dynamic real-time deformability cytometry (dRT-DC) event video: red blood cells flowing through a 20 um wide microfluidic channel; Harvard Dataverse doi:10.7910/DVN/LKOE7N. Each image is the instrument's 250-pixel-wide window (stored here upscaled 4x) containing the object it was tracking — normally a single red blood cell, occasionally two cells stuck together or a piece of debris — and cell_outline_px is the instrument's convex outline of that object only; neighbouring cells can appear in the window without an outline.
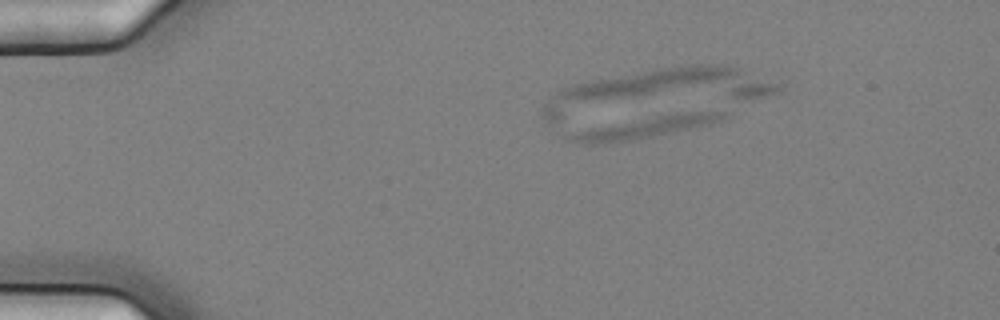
{"species": "common noctule bat (a hibernating species)", "species_latin": "Nyctalus noctula", "temperature_condition": "cold", "stored_images_in_passage": 4, "camera_frame_rate_fps": 3000, "um_per_image_px": 0.085, "animal": {"sex": "female", "body_mass_g": 25.1}, "frame": {"image": 1, "passage_image": 1, "time_ms": 0.0, "image_size_px": [1000, 320], "cell_outline_px": [[724, 116], [720, 120], [712, 124], [628, 140], [596, 144], [580, 144], [564, 140], [564, 132], [656, 116], [688, 112], [724, 112]], "centroid_in_image_um": [54.58, 10.85], "position_along_channel_um": 30.4, "area_um2": 18.55}}